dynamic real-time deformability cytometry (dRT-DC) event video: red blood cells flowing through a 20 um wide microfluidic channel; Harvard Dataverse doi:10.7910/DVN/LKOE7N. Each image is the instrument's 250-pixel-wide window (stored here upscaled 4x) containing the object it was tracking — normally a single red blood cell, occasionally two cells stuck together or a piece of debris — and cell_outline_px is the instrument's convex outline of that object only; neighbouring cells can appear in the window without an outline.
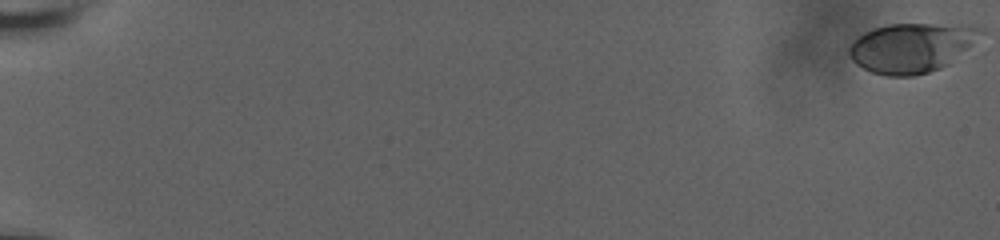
{"species": "human", "species_latin": "Homo sapiens", "temperature_condition": "room temperature", "stored_images_in_passage": 26, "camera_frame_rate_fps": 3000, "um_per_image_px": 0.085, "donor": {"sex": "male"}, "frame": {"image": 1, "passage_image": 1, "time_ms": 0.0, "image_size_px": [1000, 240], "cell_outline_px": [[984, 32], [972, 44], [948, 64], [940, 68], [928, 72], [912, 76], [888, 76], [872, 72], [856, 64], [852, 60], [848, 52], [848, 48], [860, 36], [876, 28], [888, 24], [932, 24], [984, 28]], "centroid_in_image_um": [77.46, 4.07], "position_along_channel_um": 7.5, "area_um2": 37.11}}
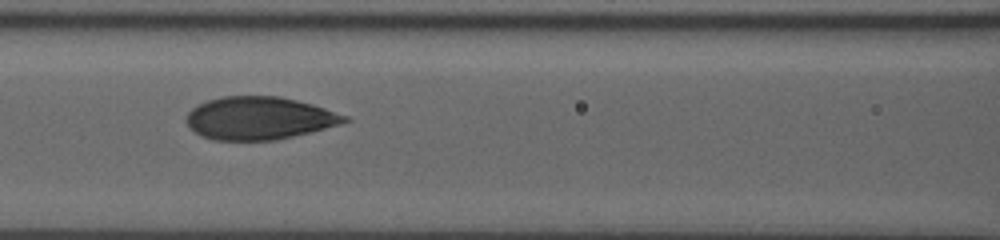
{"frame": {"image": 2, "passage_image": 11, "time_ms": 9.667, "image_size_px": [1000, 240], "cell_outline_px": [[352, 120], [340, 124], [276, 140], [212, 140], [200, 136], [184, 120], [188, 112], [192, 108], [208, 100], [224, 96], [280, 96], [312, 104], [348, 116]], "centroid_in_image_um": [22.02, 10.04], "position_along_channel_um": 144.6, "area_um2": 39.25}}
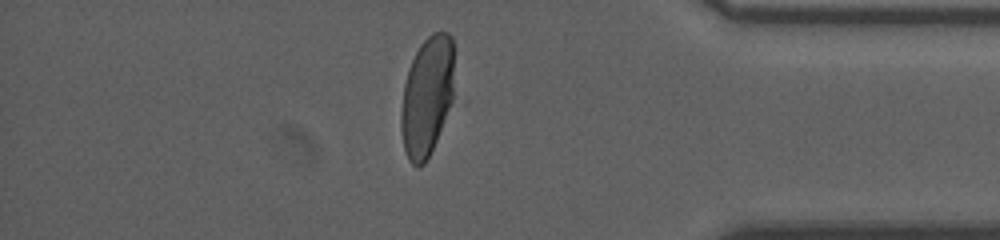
{"frame": {"image": 3, "passage_image": 21, "time_ms": 17.0, "image_size_px": [1000, 240], "cell_outline_px": [[452, 100], [436, 140], [424, 164], [416, 168], [408, 160], [404, 148], [400, 128], [400, 112], [404, 84], [408, 68], [420, 44], [432, 32], [448, 32], [452, 36]], "centroid_in_image_um": [36.25, 8.19], "position_along_channel_um": 398.9, "area_um2": 36.7}, "authors_computed_cell_mechanics": {"area_um2": 39.015, "velocity_mm_per_s": 3.7607, "shape_relaxation_time_tau1_ms": 3.4475, "shape_relaxation_time_tau2_ms": null, "deformation_change_tau1": 0.1497, "deformation_change_tau2": null}}